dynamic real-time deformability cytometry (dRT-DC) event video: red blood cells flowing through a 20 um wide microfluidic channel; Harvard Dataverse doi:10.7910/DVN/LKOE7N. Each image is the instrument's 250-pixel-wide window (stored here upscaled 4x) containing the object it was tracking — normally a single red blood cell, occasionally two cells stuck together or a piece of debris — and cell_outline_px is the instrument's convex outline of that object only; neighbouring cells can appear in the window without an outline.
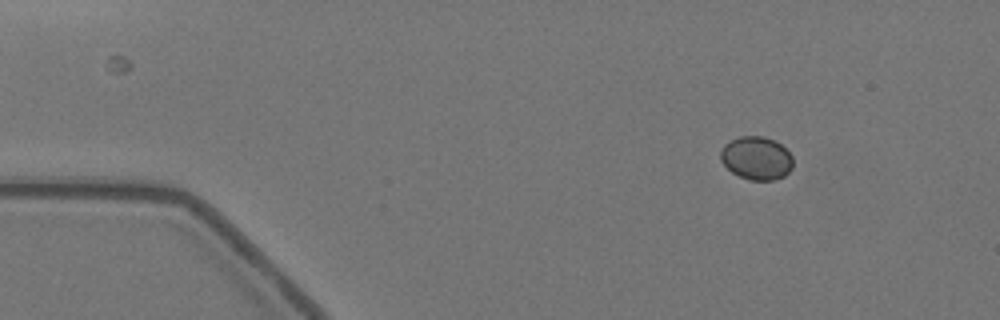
{"species": "Egyptian fruit bat (a non-hibernating species)", "species_latin": "Rousettus aegyptiacus", "temperature_condition": "warm", "stored_images_in_passage": 58, "camera_frame_rate_fps": 3000, "um_per_image_px": 0.085, "animal": {"sex": "female"}, "frame": {"image": 1, "passage_image": 7, "time_ms": 2.0, "image_size_px": [1000, 320], "cell_outline_px": [[792, 168], [784, 176], [776, 180], [748, 180], [732, 172], [720, 160], [720, 152], [724, 144], [740, 136], [764, 136], [780, 144], [792, 156]], "centroid_in_image_um": [64.29, 13.45], "position_along_channel_um": 20.7, "area_um2": 18.15}}
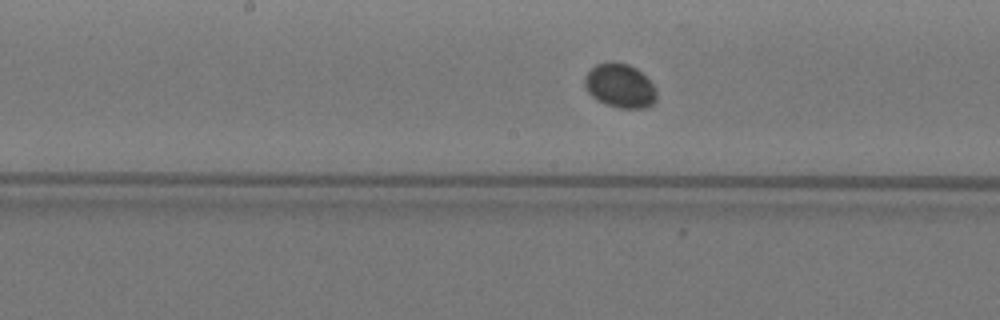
{"frame": {"image": 2, "passage_image": 29, "time_ms": 9.333, "image_size_px": [1000, 320], "cell_outline_px": [[656, 100], [652, 104], [644, 108], [620, 108], [596, 100], [588, 92], [584, 84], [584, 76], [596, 64], [612, 60], [628, 64], [636, 68], [656, 88]], "centroid_in_image_um": [52.68, 7.27], "position_along_channel_um": 195.5, "area_um2": 18.44}}
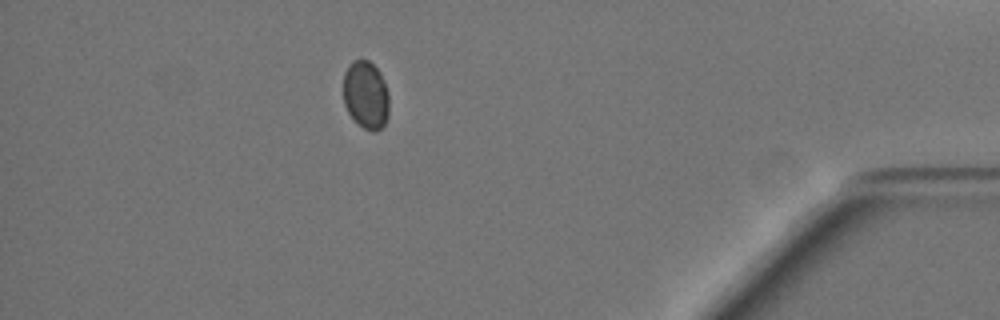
{"frame": {"image": 3, "passage_image": 51, "time_ms": 16.667, "image_size_px": [1000, 320], "cell_outline_px": [[388, 116], [384, 124], [376, 132], [372, 132], [364, 128], [348, 112], [344, 104], [344, 72], [348, 64], [352, 60], [368, 60], [380, 72], [388, 92]], "centroid_in_image_um": [31.09, 8.06], "position_along_channel_um": 404.1, "area_um2": 18.03}, "authors_computed_cell_mechanics": {"area_um2": 18.207, "velocity_mm_per_s": 3.5011, "shape_relaxation_time_tau1_ms": null, "shape_relaxation_time_tau2_ms": 3.6797, "deformation_change_tau1": null, "deformation_change_tau2": 0.0107}}